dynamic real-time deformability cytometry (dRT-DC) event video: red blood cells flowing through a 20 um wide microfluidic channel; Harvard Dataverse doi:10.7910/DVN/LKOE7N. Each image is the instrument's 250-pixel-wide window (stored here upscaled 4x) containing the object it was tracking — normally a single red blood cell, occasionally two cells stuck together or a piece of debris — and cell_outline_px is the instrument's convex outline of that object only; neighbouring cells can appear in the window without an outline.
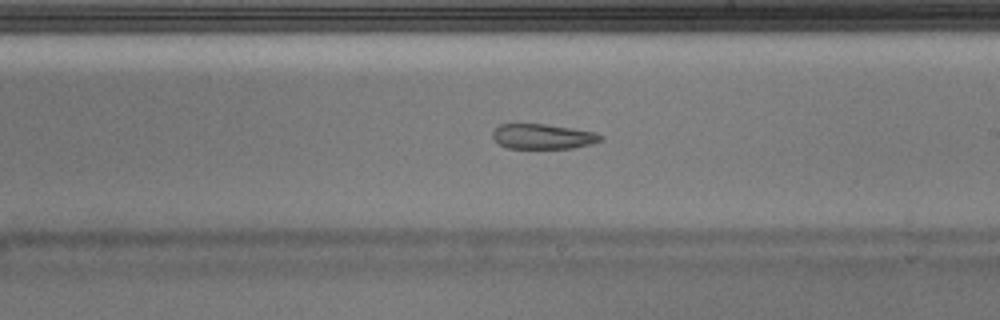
{"species": "Egyptian fruit bat (a non-hibernating species)", "species_latin": "Rousettus aegyptiacus", "temperature_condition": "warm", "stored_images_in_passage": 40, "camera_frame_rate_fps": 3000, "um_per_image_px": 0.085, "animal": {"sex": "male"}, "frame": {"image": 1, "passage_image": 23, "time_ms": 7.333, "image_size_px": [1000, 320], "cell_outline_px": [[604, 140], [592, 144], [572, 148], [508, 148], [500, 144], [492, 136], [492, 132], [500, 124], [544, 124], [572, 128], [596, 132], [604, 136]], "centroid_in_image_um": [46.2, 11.6], "position_along_channel_um": 242.8, "area_um2": 15.78}}